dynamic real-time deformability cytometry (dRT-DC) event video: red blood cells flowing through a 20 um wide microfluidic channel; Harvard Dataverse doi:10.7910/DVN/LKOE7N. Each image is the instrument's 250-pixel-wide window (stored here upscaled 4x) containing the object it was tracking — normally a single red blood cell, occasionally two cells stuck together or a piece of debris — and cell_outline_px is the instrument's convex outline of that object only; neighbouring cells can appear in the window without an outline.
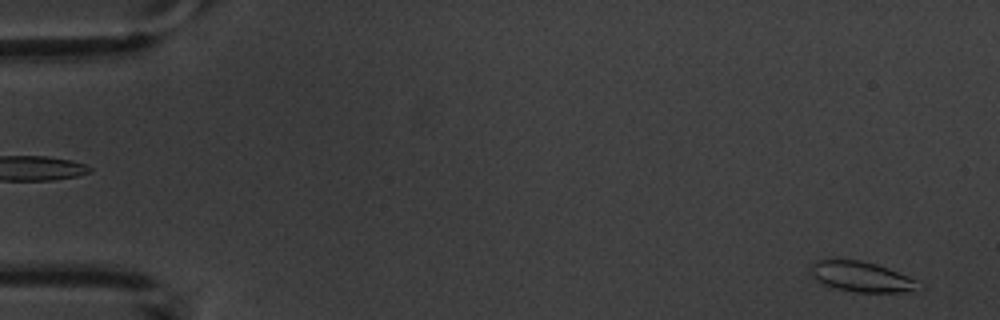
{"species": "common noctule bat (a hibernating species)", "species_latin": "Nyctalus noctula", "temperature_condition": "warm", "stored_images_in_passage": 6, "camera_frame_rate_fps": 3000, "um_per_image_px": 0.085, "animal": {"sex": "male", "body_mass_g": 20.1, "forearm_length_mm": 53.5}, "frame": {"image": 1, "passage_image": 6, "time_ms": 6.0, "image_size_px": [1000, 320], "cell_outline_px": [[924, 288], [916, 292], [856, 292], [836, 288], [824, 284], [812, 276], [808, 264], [816, 260], [860, 260], [876, 264], [888, 268], [908, 276], [924, 284]], "centroid_in_image_um": [73.29, 23.53], "position_along_channel_um": 11.7, "area_um2": 19.31}}